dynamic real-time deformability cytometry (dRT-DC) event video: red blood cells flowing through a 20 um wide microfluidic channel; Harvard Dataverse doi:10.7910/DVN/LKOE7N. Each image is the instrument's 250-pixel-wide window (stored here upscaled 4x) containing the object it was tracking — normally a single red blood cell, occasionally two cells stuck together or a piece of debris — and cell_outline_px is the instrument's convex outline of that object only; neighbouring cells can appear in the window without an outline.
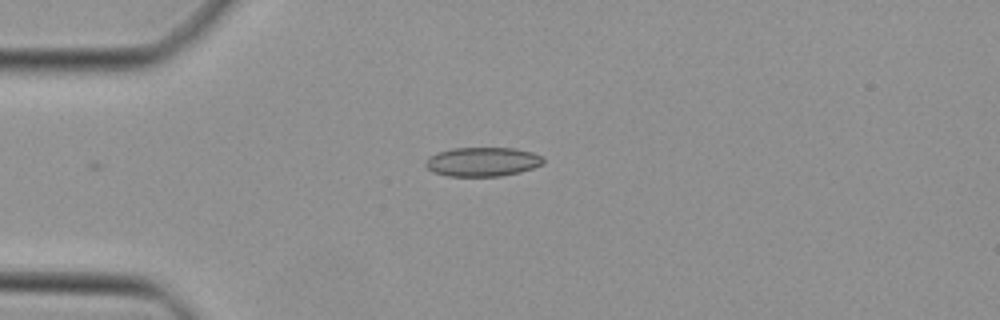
{"species": "Egyptian fruit bat (a non-hibernating species)", "species_latin": "Rousettus aegyptiacus", "temperature_condition": "cold", "stored_images_in_passage": 28, "camera_frame_rate_fps": 3000, "um_per_image_px": 0.085, "animal": {"sex": "female"}, "frame": {"image": 1, "passage_image": 1, "time_ms": 0.0, "image_size_px": [1000, 320], "cell_outline_px": [[544, 164], [520, 172], [500, 176], [448, 176], [432, 172], [424, 164], [428, 156], [452, 148], [516, 148], [532, 152], [540, 156], [544, 160]], "centroid_in_image_um": [41.0, 13.75], "position_along_channel_um": 44.0, "area_um2": 20.0}}
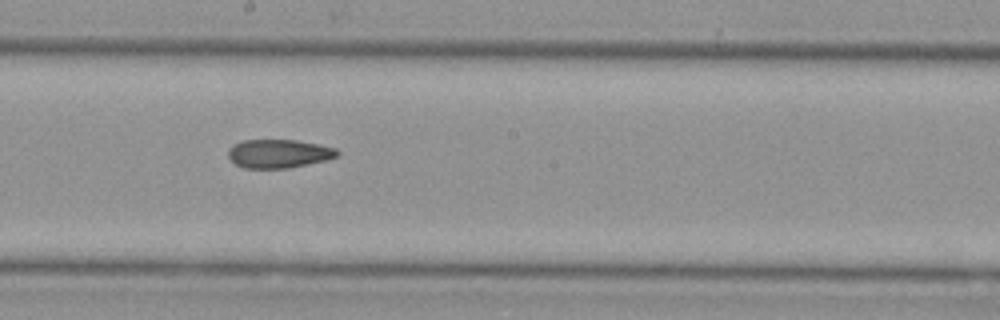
{"frame": {"image": 2, "passage_image": 15, "time_ms": 4.667, "image_size_px": [1000, 320], "cell_outline_px": [[340, 152], [336, 156], [324, 160], [308, 164], [288, 168], [244, 168], [236, 164], [228, 156], [228, 152], [236, 144], [244, 140], [296, 140], [320, 144], [336, 148]], "centroid_in_image_um": [23.73, 13.06], "position_along_channel_um": 224.5, "area_um2": 17.92}}
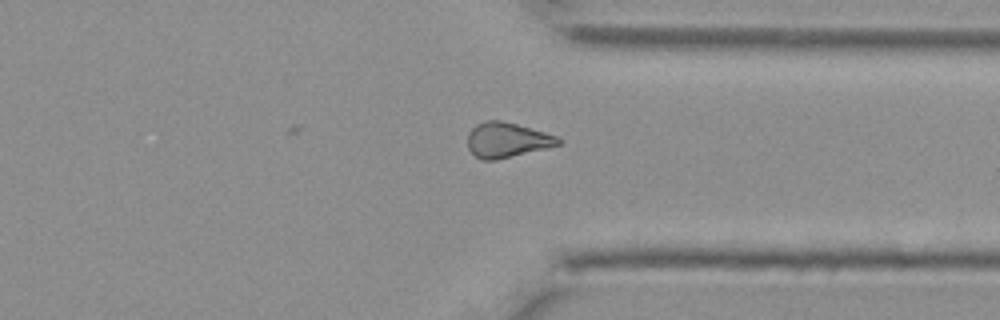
{"frame": {"image": 3, "passage_image": 25, "time_ms": 8.0, "image_size_px": [1000, 320], "cell_outline_px": [[564, 140], [560, 144], [548, 148], [496, 160], [480, 160], [468, 148], [468, 132], [476, 124], [484, 120], [500, 120], [516, 124], [544, 132], [556, 136]], "centroid_in_image_um": [43.09, 11.9], "position_along_channel_um": 368.3, "area_um2": 18.55}}